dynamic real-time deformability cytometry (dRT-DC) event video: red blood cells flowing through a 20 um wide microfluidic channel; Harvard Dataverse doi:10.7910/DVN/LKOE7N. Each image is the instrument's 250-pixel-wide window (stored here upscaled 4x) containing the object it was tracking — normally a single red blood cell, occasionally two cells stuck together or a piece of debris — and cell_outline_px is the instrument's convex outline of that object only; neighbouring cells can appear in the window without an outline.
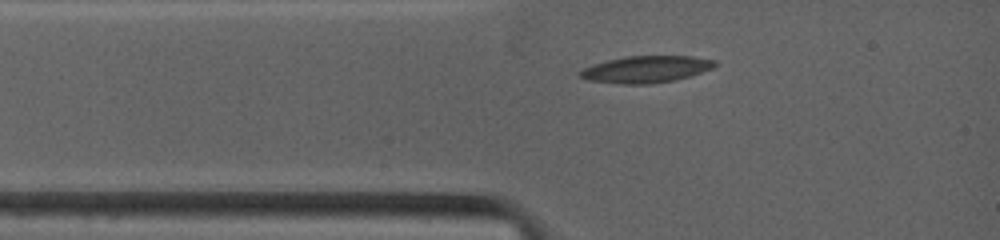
{"species": "common noctule bat (a hibernating species)", "species_latin": "Nyctalus noctula", "temperature_condition": "warm", "stored_images_in_passage": 44, "camera_frame_rate_fps": 4500, "um_per_image_px": 0.085, "animal": {"sex": "female", "body_mass_g": 19.0, "forearm_length_mm": 53.3}, "frame": {"image": 1, "passage_image": 1, "time_ms": 0.0, "image_size_px": [1000, 240], "cell_outline_px": [[720, 64], [712, 68], [692, 76], [676, 80], [648, 84], [620, 84], [588, 80], [580, 76], [576, 72], [592, 64], [624, 56], [692, 56], [716, 60]], "centroid_in_image_um": [54.94, 5.89], "position_along_channel_um": 30.1, "area_um2": 21.33}}
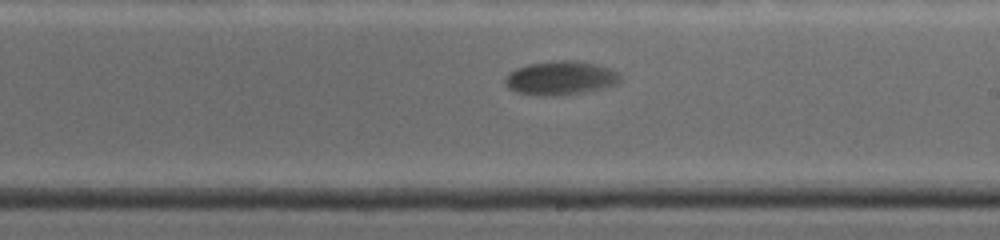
{"frame": {"image": 2, "passage_image": 21, "time_ms": 5.778, "image_size_px": [1000, 240], "cell_outline_px": [[620, 80], [616, 84], [604, 88], [580, 92], [552, 96], [540, 96], [516, 92], [508, 88], [504, 84], [504, 80], [508, 72], [516, 68], [528, 64], [560, 60], [576, 60], [600, 64], [616, 72], [620, 76]], "centroid_in_image_um": [47.61, 6.62], "position_along_channel_um": 241.4, "area_um2": 22.77}}
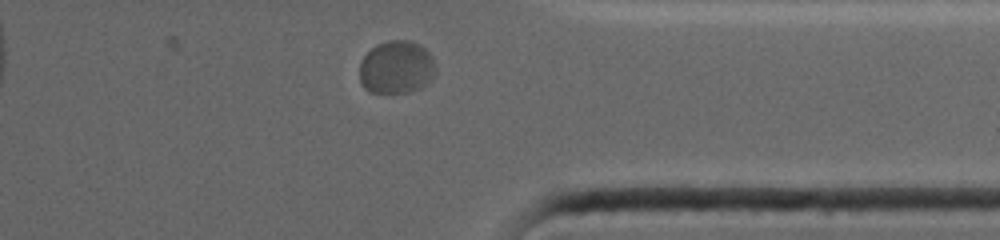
{"frame": {"image": 3, "passage_image": 38, "time_ms": 9.556, "image_size_px": [1000, 240], "cell_outline_px": [[432, 76], [420, 88], [408, 92], [368, 92], [364, 88], [360, 80], [360, 60], [376, 44], [388, 40], [408, 40], [420, 44], [432, 56]], "centroid_in_image_um": [33.63, 5.7], "position_along_channel_um": 377.8, "area_um2": 23.12}, "authors_computed_cell_mechanics": {"area_um2": 21.5883, "velocity_mm_per_s": 3.7545, "shape_relaxation_time_tau1_ms": 6.6106, "shape_relaxation_time_tau2_ms": null, "deformation_change_tau1": 0.1668, "deformation_change_tau2": null}}